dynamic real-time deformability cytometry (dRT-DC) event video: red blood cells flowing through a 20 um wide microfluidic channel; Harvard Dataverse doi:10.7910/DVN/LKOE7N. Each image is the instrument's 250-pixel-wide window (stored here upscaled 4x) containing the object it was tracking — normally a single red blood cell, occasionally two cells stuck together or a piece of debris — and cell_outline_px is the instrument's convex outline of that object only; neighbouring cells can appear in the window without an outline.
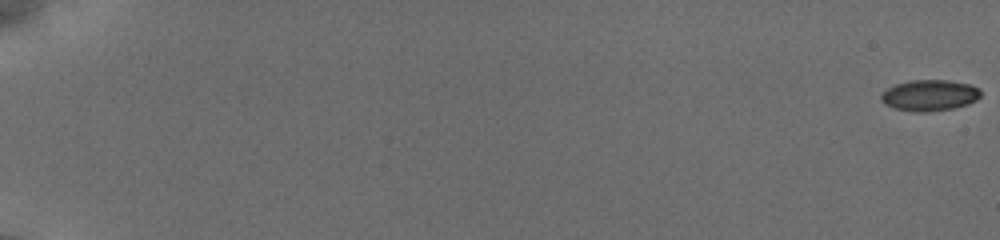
{"species": "common noctule bat (a hibernating species)", "species_latin": "Nyctalus noctula", "temperature_condition": "cold", "stored_images_in_passage": 40, "camera_frame_rate_fps": 3000, "um_per_image_px": 0.085, "animal": {"sex": "female", "body_mass_g": 19.5, "forearm_length_mm": 54.1}, "frame": {"image": 1, "passage_image": 1, "time_ms": 0.0, "image_size_px": [1000, 240], "cell_outline_px": [[980, 96], [976, 100], [968, 104], [952, 108], [924, 112], [912, 112], [896, 108], [884, 104], [880, 100], [880, 96], [888, 88], [896, 84], [912, 80], [948, 80], [968, 84], [980, 88]], "centroid_in_image_um": [79.01, 8.1], "position_along_channel_um": 6.0, "area_um2": 17.92}}
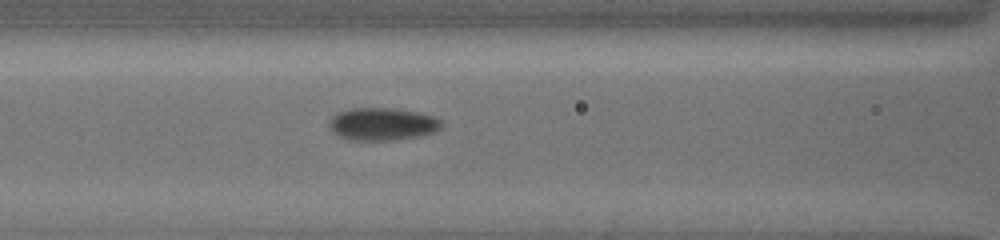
{"frame": {"image": 2, "passage_image": 19, "time_ms": 9.0, "image_size_px": [1000, 240], "cell_outline_px": [[440, 128], [432, 132], [420, 136], [396, 140], [352, 140], [340, 136], [332, 132], [328, 128], [328, 124], [332, 116], [340, 112], [352, 108], [388, 108], [416, 112], [432, 116], [440, 120]], "centroid_in_image_um": [32.45, 10.55], "position_along_channel_um": 134.2, "area_um2": 21.1}}
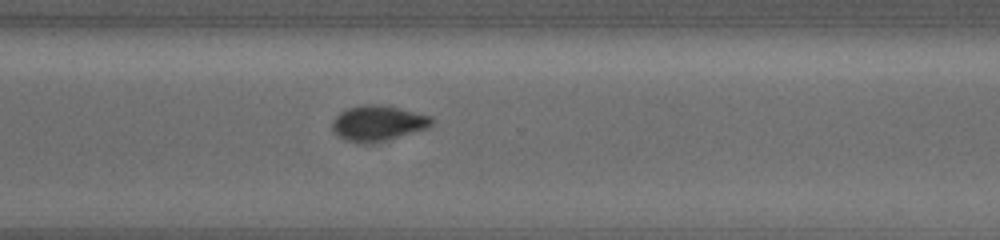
{"frame": {"image": 3, "passage_image": 31, "time_ms": 14.333, "image_size_px": [1000, 240], "cell_outline_px": [[436, 120], [428, 128], [380, 140], [344, 140], [332, 128], [332, 120], [340, 112], [348, 108], [372, 104], [396, 108], [432, 116]], "centroid_in_image_um": [32.15, 10.42], "position_along_channel_um": 338.4, "area_um2": 19.31}}